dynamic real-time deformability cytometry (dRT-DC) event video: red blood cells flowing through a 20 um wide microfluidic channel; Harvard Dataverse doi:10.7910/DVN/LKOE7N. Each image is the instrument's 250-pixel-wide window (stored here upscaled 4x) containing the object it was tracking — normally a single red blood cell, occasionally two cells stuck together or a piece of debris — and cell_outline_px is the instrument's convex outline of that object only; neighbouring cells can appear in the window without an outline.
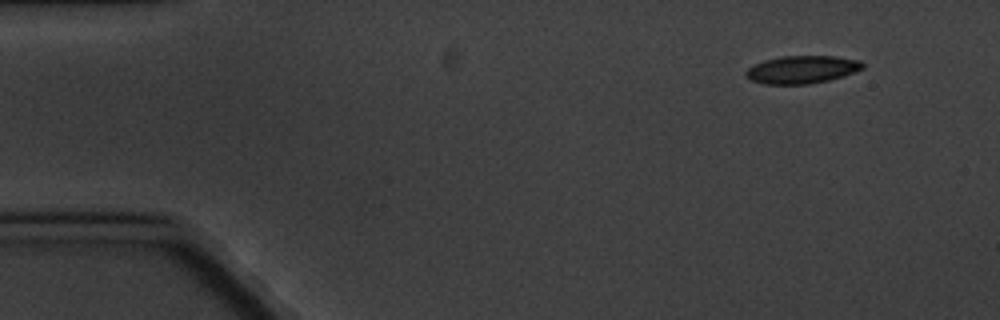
{"species": "common noctule bat (a hibernating species)", "species_latin": "Nyctalus noctula", "temperature_condition": "cold", "stored_images_in_passage": 8, "camera_frame_rate_fps": 3000, "um_per_image_px": 0.085, "animal": {"sex": "male", "body_mass_g": 20.1, "forearm_length_mm": 53.5}, "frame": {"image": 1, "passage_image": 1, "time_ms": 0.0, "image_size_px": [1000, 320], "cell_outline_px": [[864, 68], [844, 76], [828, 80], [808, 84], [764, 84], [752, 80], [744, 72], [748, 68], [764, 60], [780, 56], [836, 56], [860, 60], [864, 64]], "centroid_in_image_um": [68.2, 5.9], "position_along_channel_um": 16.8, "area_um2": 18.84}}
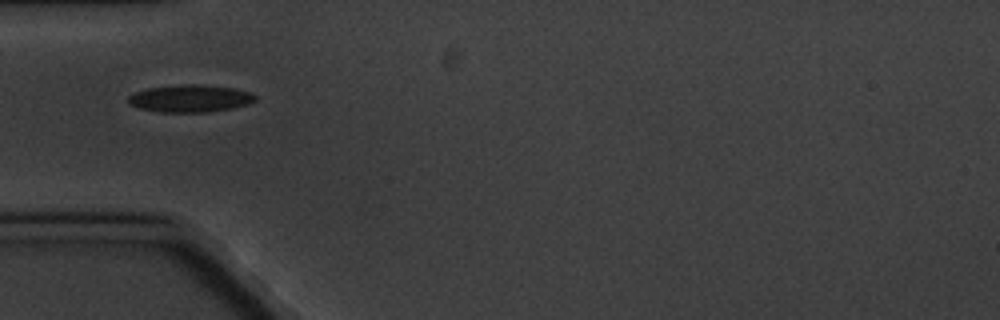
{"frame": {"image": 2, "passage_image": 4, "time_ms": 4.333, "image_size_px": [1000, 320], "cell_outline_px": [[256, 100], [248, 104], [232, 108], [208, 112], [160, 112], [136, 108], [128, 104], [128, 96], [136, 92], [148, 88], [184, 84], [200, 84], [236, 88], [248, 92], [256, 96]], "centroid_in_image_um": [16.14, 8.37], "position_along_channel_um": 68.9, "area_um2": 20.35}}
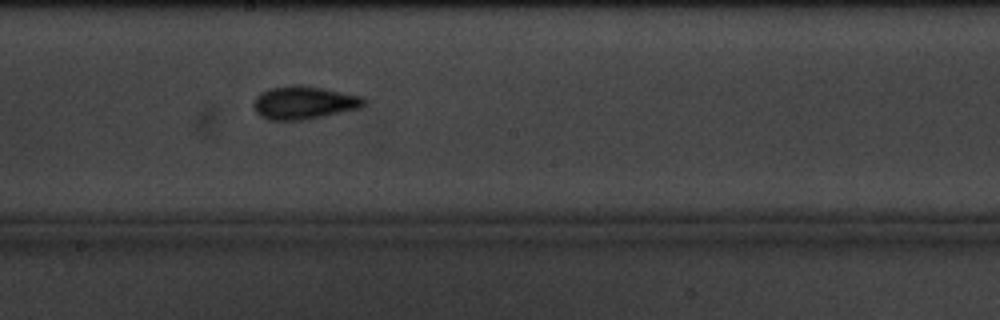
{"frame": {"image": 3, "passage_image": 8, "time_ms": 9.0, "image_size_px": [1000, 320], "cell_outline_px": [[364, 104], [360, 108], [324, 116], [300, 120], [268, 120], [260, 116], [256, 112], [252, 104], [256, 96], [272, 88], [296, 84], [300, 84], [324, 88], [364, 96]], "centroid_in_image_um": [25.84, 8.72], "position_along_channel_um": 222.4, "area_um2": 21.27}}